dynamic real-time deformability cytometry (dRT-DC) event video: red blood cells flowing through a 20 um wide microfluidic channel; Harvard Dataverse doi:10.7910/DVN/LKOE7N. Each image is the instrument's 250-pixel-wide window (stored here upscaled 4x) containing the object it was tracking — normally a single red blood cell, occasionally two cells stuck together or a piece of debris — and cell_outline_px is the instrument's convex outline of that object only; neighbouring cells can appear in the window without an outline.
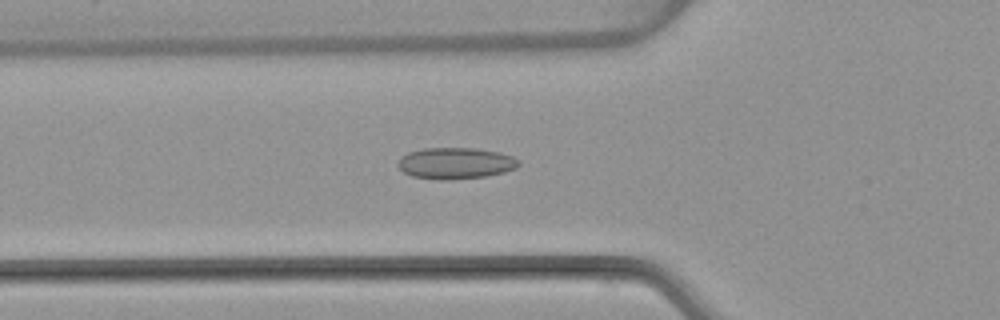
{"species": "common noctule bat (a hibernating species)", "species_latin": "Nyctalus noctula", "temperature_condition": "warm", "stored_images_in_passage": 53, "camera_frame_rate_fps": 3000, "um_per_image_px": 0.085, "animal": {"sex": "female", "body_mass_g": 22.7, "forearm_length_mm": 54.2}, "frame": {"image": 1, "passage_image": 19, "time_ms": 6.0, "image_size_px": [1000, 320], "cell_outline_px": [[520, 164], [516, 168], [504, 172], [484, 176], [448, 180], [440, 180], [412, 176], [404, 172], [396, 164], [400, 156], [408, 152], [424, 148], [476, 148], [500, 152], [512, 156], [520, 160]], "centroid_in_image_um": [38.71, 13.86], "position_along_channel_um": 87.1, "area_um2": 22.2}}
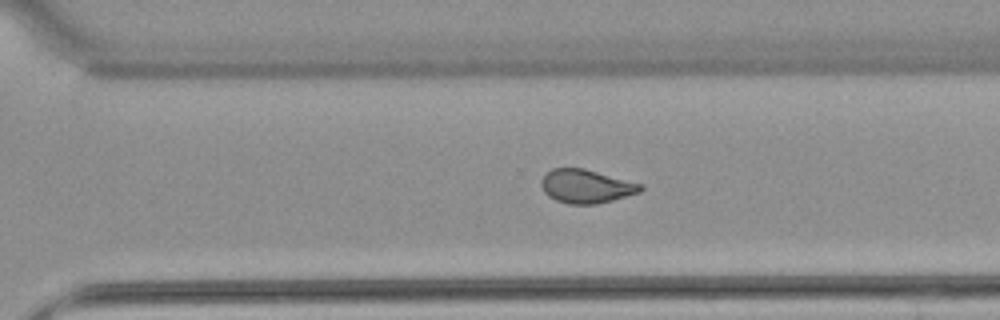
{"frame": {"image": 2, "passage_image": 37, "time_ms": 12.0, "image_size_px": [1000, 320], "cell_outline_px": [[644, 188], [640, 192], [612, 200], [596, 204], [568, 204], [556, 200], [548, 196], [544, 192], [540, 184], [540, 180], [552, 168], [584, 168], [644, 184]], "centroid_in_image_um": [49.83, 15.83], "position_along_channel_um": 320.8, "area_um2": 19.54}}
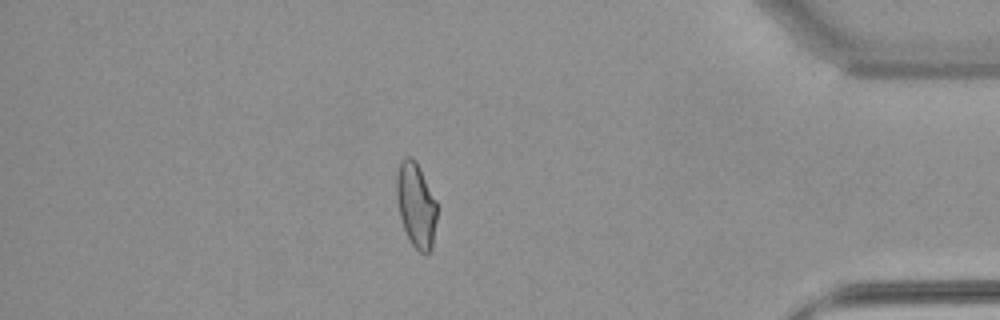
{"frame": {"image": 3, "passage_image": 46, "time_ms": 15.0, "image_size_px": [1000, 320], "cell_outline_px": [[436, 220], [432, 248], [428, 252], [420, 252], [412, 244], [404, 228], [400, 216], [396, 196], [396, 176], [400, 160], [404, 156], [412, 156], [416, 160], [436, 200]], "centroid_in_image_um": [35.35, 17.36], "position_along_channel_um": 399.9, "area_um2": 19.88}, "authors_computed_cell_mechanics": {"area_um2": 20.23, "velocity_mm_per_s": 3.8997, "shape_relaxation_time_tau1_ms": null, "shape_relaxation_time_tau2_ms": 1.331, "deformation_change_tau1": null, "deformation_change_tau2": 0.084}}